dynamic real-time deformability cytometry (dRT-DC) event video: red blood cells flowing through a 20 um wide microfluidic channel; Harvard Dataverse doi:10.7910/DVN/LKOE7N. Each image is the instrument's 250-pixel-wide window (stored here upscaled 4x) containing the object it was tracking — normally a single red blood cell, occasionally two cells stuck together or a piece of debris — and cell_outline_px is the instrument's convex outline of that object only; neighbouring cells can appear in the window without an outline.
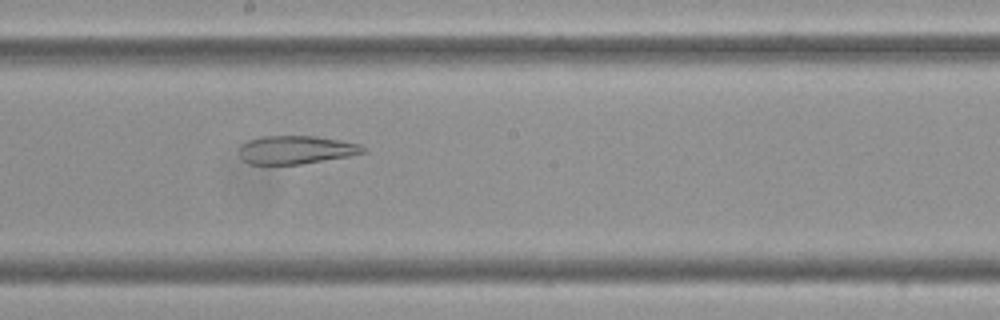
{"species": "Egyptian fruit bat (a non-hibernating species)", "species_latin": "Rousettus aegyptiacus", "temperature_condition": "cold", "stored_images_in_passage": 46, "camera_frame_rate_fps": 3000, "um_per_image_px": 0.085, "frame": {"image": 1, "passage_image": 21, "time_ms": 6.667, "image_size_px": [1000, 320], "cell_outline_px": [[368, 152], [348, 156], [300, 164], [248, 164], [240, 156], [240, 148], [248, 140], [264, 136], [316, 136], [340, 140], [360, 144], [368, 148]], "centroid_in_image_um": [25.22, 12.73], "position_along_channel_um": 223.0, "area_um2": 20.35}}
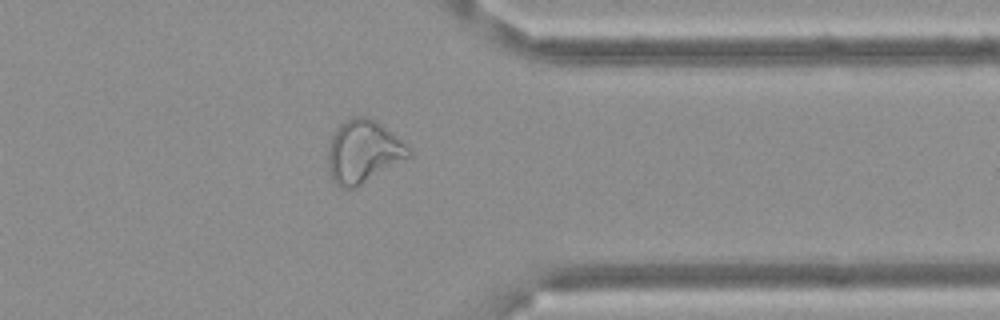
{"frame": {"image": 2, "passage_image": 35, "time_ms": 11.333, "image_size_px": [1000, 320], "cell_outline_px": [[412, 152], [408, 156], [356, 188], [340, 188], [332, 180], [328, 168], [328, 148], [332, 136], [336, 128], [340, 124], [352, 116], [364, 116], [380, 124], [404, 140]], "centroid_in_image_um": [30.84, 12.88], "position_along_channel_um": 380.6, "area_um2": 29.25}}
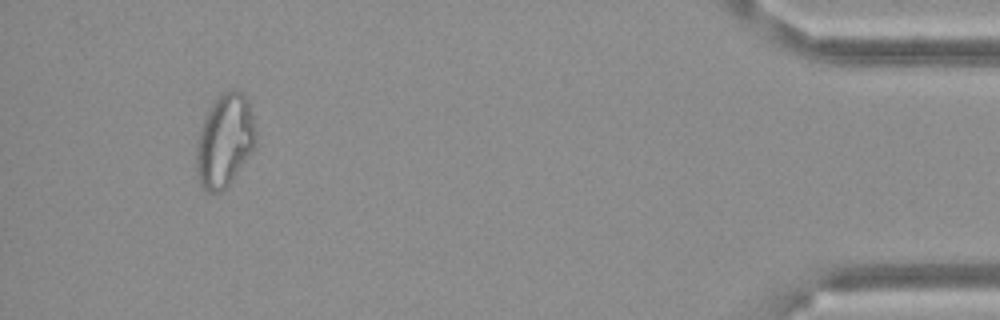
{"frame": {"image": 3, "passage_image": 43, "time_ms": 14.0, "image_size_px": [1000, 320], "cell_outline_px": [[256, 140], [252, 152], [228, 184], [220, 192], [208, 192], [200, 188], [196, 172], [196, 148], [200, 128], [204, 116], [216, 96], [224, 92], [236, 88], [244, 92], [248, 100], [252, 112], [256, 132]], "centroid_in_image_um": [19.09, 11.92], "position_along_channel_um": 416.1, "area_um2": 32.54}, "authors_computed_cell_mechanics": {"area_um2": 28.0041, "velocity_mm_per_s": 3.5112, "shape_relaxation_time_tau1_ms": null, "shape_relaxation_time_tau2_ms": 3.8231, "deformation_change_tau1": null, "deformation_change_tau2": 0.1388}}